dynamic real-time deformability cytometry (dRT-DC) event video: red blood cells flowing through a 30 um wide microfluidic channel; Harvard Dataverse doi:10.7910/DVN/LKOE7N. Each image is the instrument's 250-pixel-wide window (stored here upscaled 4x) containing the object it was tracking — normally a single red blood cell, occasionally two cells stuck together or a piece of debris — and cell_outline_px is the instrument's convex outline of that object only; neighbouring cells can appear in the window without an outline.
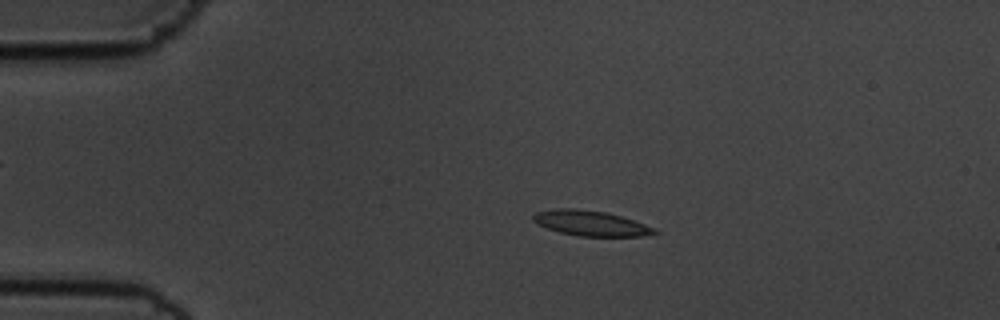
{"species": "common noctule bat (a hibernating species)", "species_latin": "Nyctalus noctula", "temperature_condition": "cold", "stored_images_in_passage": 55, "camera_frame_rate_fps": 3000, "um_per_image_px": 0.085, "animal": {"sex": "male", "body_mass_g": 19.5, "forearm_length_mm": 54.6}, "frame": {"image": 1, "passage_image": 11, "time_ms": 3.333, "image_size_px": [1000, 320], "cell_outline_px": [[660, 232], [640, 236], [580, 236], [560, 232], [536, 224], [532, 220], [532, 216], [536, 212], [552, 208], [572, 208], [604, 212], [620, 216], [644, 224]], "centroid_in_image_um": [50.13, 18.97], "position_along_channel_um": 34.9, "area_um2": 17.57}}
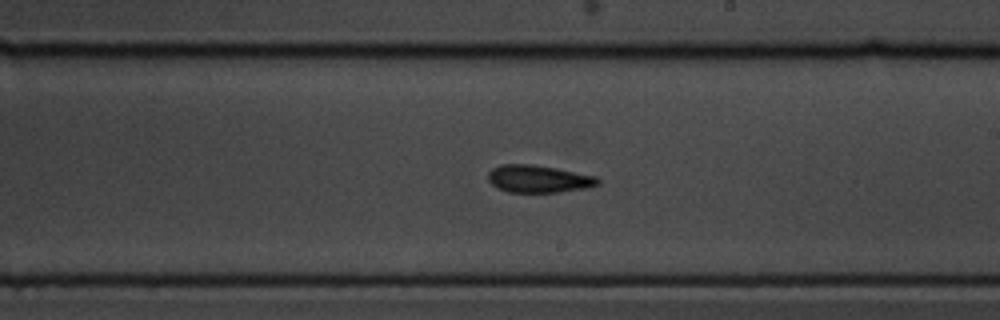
{"frame": {"image": 2, "passage_image": 32, "time_ms": 10.333, "image_size_px": [1000, 320], "cell_outline_px": [[600, 184], [588, 188], [560, 192], [508, 192], [496, 188], [488, 180], [488, 172], [492, 168], [500, 164], [532, 164], [556, 168], [596, 176], [600, 180]], "centroid_in_image_um": [45.77, 15.2], "position_along_channel_um": 243.2, "area_um2": 17.74}}
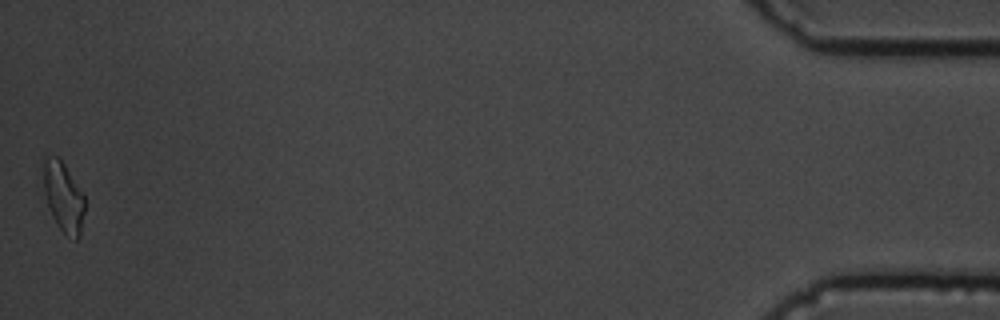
{"frame": {"image": 3, "passage_image": 55, "time_ms": 18.0, "image_size_px": [1000, 320], "cell_outline_px": [[84, 212], [80, 236], [76, 240], [64, 232], [56, 224], [40, 200], [44, 156], [56, 156], [64, 164], [84, 196]], "centroid_in_image_um": [5.28, 16.74], "position_along_channel_um": 429.9, "area_um2": 17.57}, "authors_computed_cell_mechanics": {"area_um2": 17.1666, "velocity_mm_per_s": 3.5968, "shape_relaxation_time_tau1_ms": 9.102, "shape_relaxation_time_tau2_ms": 6.0272, "deformation_change_tau1": 0.1936, "deformation_change_tau2": 0.1288}}